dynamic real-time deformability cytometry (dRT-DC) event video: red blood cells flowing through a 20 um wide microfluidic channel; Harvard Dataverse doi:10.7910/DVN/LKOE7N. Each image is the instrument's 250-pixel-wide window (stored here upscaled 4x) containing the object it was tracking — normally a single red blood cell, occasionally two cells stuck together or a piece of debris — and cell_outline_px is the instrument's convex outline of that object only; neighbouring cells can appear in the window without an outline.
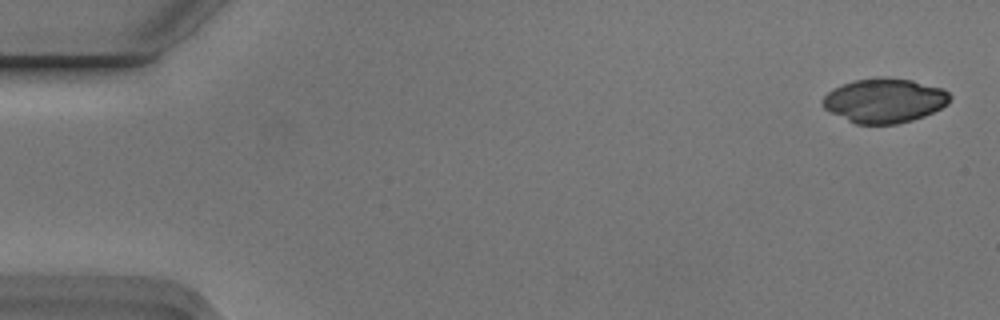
{"species": "Egyptian fruit bat (a non-hibernating species)", "species_latin": "Rousettus aegyptiacus", "temperature_condition": "cold", "stored_images_in_passage": 5, "camera_frame_rate_fps": 3000, "um_per_image_px": 0.085, "animal": {"sex": "male"}, "frame": {"image": 1, "passage_image": 1, "time_ms": 0.0, "image_size_px": [1000, 320], "cell_outline_px": [[952, 96], [948, 104], [924, 116], [912, 120], [896, 124], [856, 124], [824, 108], [820, 104], [820, 100], [832, 88], [856, 80], [876, 76], [912, 80], [944, 88]], "centroid_in_image_um": [75.18, 8.53], "position_along_channel_um": 9.8, "area_um2": 33.0}}